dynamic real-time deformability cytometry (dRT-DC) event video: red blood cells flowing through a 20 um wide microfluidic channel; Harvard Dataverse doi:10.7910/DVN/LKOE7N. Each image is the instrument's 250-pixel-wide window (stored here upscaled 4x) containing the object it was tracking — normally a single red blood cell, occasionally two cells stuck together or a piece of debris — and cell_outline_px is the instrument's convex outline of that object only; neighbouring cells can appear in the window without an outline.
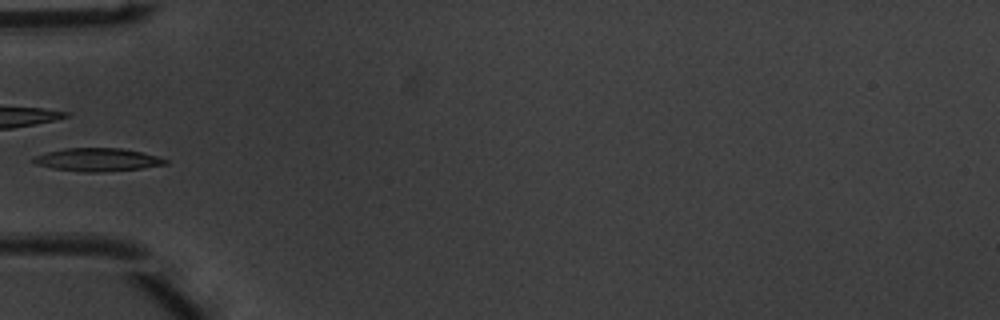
{"species": "common noctule bat (a hibernating species)", "species_latin": "Nyctalus noctula", "temperature_condition": "warm", "stored_images_in_passage": 35, "camera_frame_rate_fps": 3000, "um_per_image_px": 0.085, "animal": {"sex": "male", "body_mass_g": 20.1, "forearm_length_mm": 53.5}, "frame": {"image": 1, "passage_image": 1, "time_ms": 0.0, "image_size_px": [1000, 320], "cell_outline_px": [[168, 164], [140, 168], [100, 172], [84, 172], [52, 168], [36, 164], [28, 160], [32, 156], [64, 148], [120, 148], [140, 152], [156, 156], [168, 160]], "centroid_in_image_um": [8.21, 13.57], "position_along_channel_um": 76.8, "area_um2": 17.69}}